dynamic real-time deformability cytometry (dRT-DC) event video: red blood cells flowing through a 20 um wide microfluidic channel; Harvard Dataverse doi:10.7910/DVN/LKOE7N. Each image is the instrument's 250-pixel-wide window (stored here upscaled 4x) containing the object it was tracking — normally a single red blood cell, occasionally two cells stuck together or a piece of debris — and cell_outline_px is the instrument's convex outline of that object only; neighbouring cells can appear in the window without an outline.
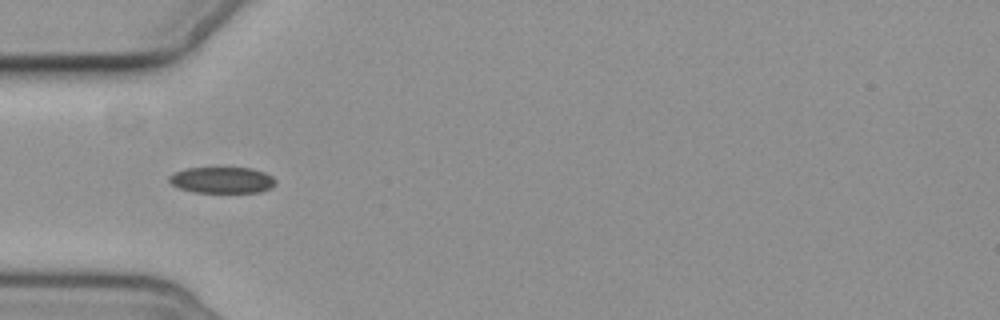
{"species": "common noctule bat (a hibernating species)", "species_latin": "Nyctalus noctula", "temperature_condition": "cold", "stored_images_in_passage": 6, "camera_frame_rate_fps": 3000, "um_per_image_px": 0.085, "animal": {"sex": "female", "body_mass_g": 19.3, "forearm_length_mm": 54.1}, "frame": {"image": 1, "passage_image": 2, "time_ms": 1.0, "image_size_px": [1000, 320], "cell_outline_px": [[276, 184], [272, 188], [260, 192], [192, 192], [180, 188], [172, 184], [168, 180], [168, 176], [184, 168], [252, 168], [264, 172], [272, 176], [276, 180]], "centroid_in_image_um": [18.9, 15.3], "position_along_channel_um": 66.1, "area_um2": 16.3}}
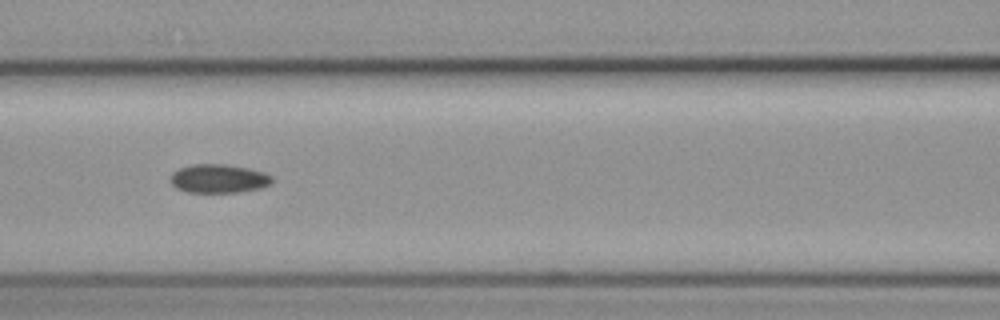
{"frame": {"image": 2, "passage_image": 4, "time_ms": 3.333, "image_size_px": [1000, 320], "cell_outline_px": [[272, 184], [260, 188], [240, 192], [188, 192], [176, 188], [168, 180], [172, 172], [180, 168], [192, 164], [224, 164], [248, 168], [264, 172], [272, 176]], "centroid_in_image_um": [18.57, 15.18], "position_along_channel_um": 148.0, "area_um2": 17.11}}
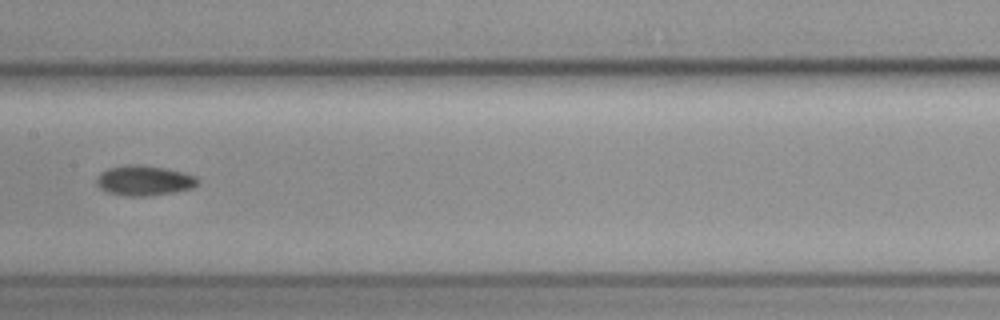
{"frame": {"image": 3, "passage_image": 5, "time_ms": 4.667, "image_size_px": [1000, 320], "cell_outline_px": [[200, 180], [192, 188], [176, 192], [148, 196], [124, 196], [108, 192], [100, 188], [96, 184], [96, 180], [100, 172], [108, 168], [128, 164], [136, 164], [164, 168], [196, 176]], "centroid_in_image_um": [12.23, 15.35], "position_along_channel_um": 195.2, "area_um2": 17.74}}